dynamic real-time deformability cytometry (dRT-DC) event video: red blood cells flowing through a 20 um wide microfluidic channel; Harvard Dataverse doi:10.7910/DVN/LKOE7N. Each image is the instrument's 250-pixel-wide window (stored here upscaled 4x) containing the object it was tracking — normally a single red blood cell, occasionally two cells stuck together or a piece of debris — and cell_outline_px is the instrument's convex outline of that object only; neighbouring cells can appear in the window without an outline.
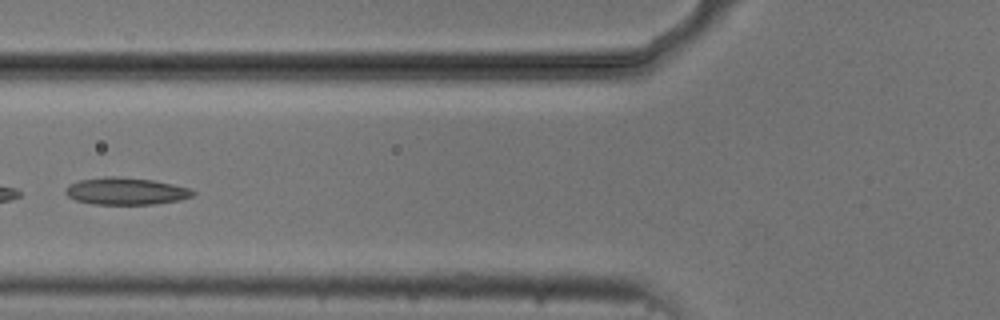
{"species": "common noctule bat (a hibernating species)", "species_latin": "Nyctalus noctula", "temperature_condition": "cold", "stored_images_in_passage": 6, "camera_frame_rate_fps": 3000, "um_per_image_px": 0.085, "animal": {"sex": "male", "body_mass_g": 20.5, "forearm_length_mm": 52.5}, "frame": {"image": 1, "passage_image": 6, "time_ms": 5.667, "image_size_px": [1000, 320], "cell_outline_px": [[196, 192], [192, 196], [180, 200], [152, 204], [92, 204], [76, 200], [68, 196], [64, 192], [64, 188], [68, 184], [80, 180], [104, 176], [116, 176], [152, 180], [172, 184], [188, 188]], "centroid_in_image_um": [10.65, 16.24], "position_along_channel_um": 115.1, "area_um2": 20.11}}